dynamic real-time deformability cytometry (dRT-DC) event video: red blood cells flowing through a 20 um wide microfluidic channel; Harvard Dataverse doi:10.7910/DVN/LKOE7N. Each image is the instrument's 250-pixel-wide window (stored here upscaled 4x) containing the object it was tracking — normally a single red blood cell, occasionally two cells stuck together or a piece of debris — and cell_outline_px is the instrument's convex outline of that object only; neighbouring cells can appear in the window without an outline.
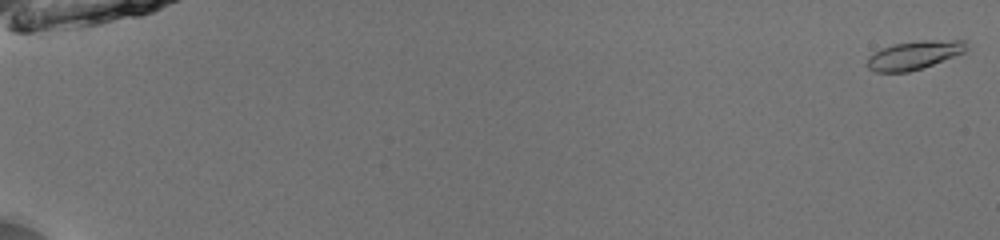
{"species": "common noctule bat (a hibernating species)", "species_latin": "Nyctalus noctula", "temperature_condition": "room temperature", "stored_images_in_passage": 53, "camera_frame_rate_fps": 3000, "um_per_image_px": 0.085, "animal": {"sex": "male", "body_mass_g": 13.0, "forearm_length_mm": 53.1}, "frame": {"image": 1, "passage_image": 1, "time_ms": 0.0, "image_size_px": [1000, 240], "cell_outline_px": [[968, 48], [964, 52], [932, 64], [908, 72], [876, 72], [868, 68], [868, 56], [892, 44], [920, 40], [964, 40]], "centroid_in_image_um": [77.7, 4.67], "position_along_channel_um": 7.3, "area_um2": 16.18}}
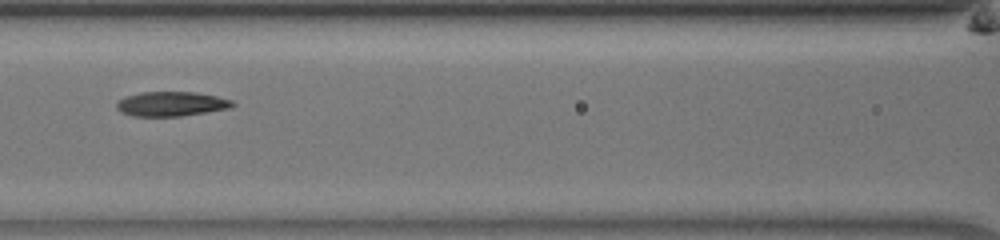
{"frame": {"image": 2, "passage_image": 27, "time_ms": 8.667, "image_size_px": [1000, 240], "cell_outline_px": [[236, 104], [228, 108], [180, 116], [132, 116], [120, 112], [116, 108], [116, 104], [120, 100], [128, 96], [140, 92], [196, 92], [216, 96], [232, 100]], "centroid_in_image_um": [14.54, 8.83], "position_along_channel_um": 152.1, "area_um2": 16.42}}
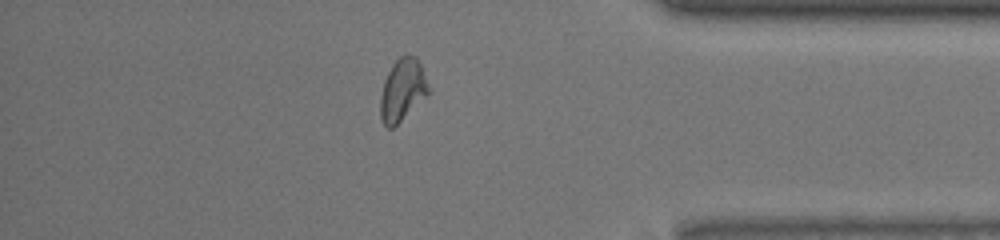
{"frame": {"image": 3, "passage_image": 47, "time_ms": 15.333, "image_size_px": [1000, 240], "cell_outline_px": [[428, 96], [392, 128], [388, 128], [384, 124], [380, 116], [380, 96], [384, 80], [392, 64], [404, 52], [408, 52], [416, 56], [420, 64], [428, 84]], "centroid_in_image_um": [34.2, 7.61], "position_along_channel_um": 401.0, "area_um2": 17.57}, "authors_computed_cell_mechanics": {"area_um2": 16.6464, "velocity_mm_per_s": 3.9868, "shape_relaxation_time_tau1_ms": 5.3285, "shape_relaxation_time_tau2_ms": 3.2659, "deformation_change_tau1": 0.1727, "deformation_change_tau2": 0.0977}}